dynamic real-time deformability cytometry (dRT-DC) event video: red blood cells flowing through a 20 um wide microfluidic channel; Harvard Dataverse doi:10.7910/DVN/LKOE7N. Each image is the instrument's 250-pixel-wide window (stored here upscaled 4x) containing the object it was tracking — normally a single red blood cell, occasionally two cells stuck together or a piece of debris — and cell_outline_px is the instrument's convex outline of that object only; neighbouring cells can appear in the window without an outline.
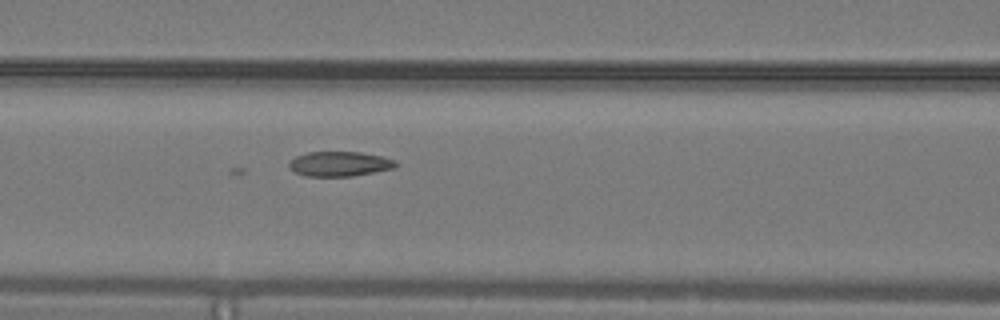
{"species": "common noctule bat (a hibernating species)", "species_latin": "Nyctalus noctula", "temperature_condition": "warm", "stored_images_in_passage": 34, "camera_frame_rate_fps": 3000, "um_per_image_px": 0.085, "animal": {"sex": "male", "body_mass_g": 19.2, "forearm_length_mm": 51.8}, "frame": {"image": 1, "passage_image": 8, "time_ms": 2.333, "image_size_px": [1000, 320], "cell_outline_px": [[396, 168], [352, 176], [304, 176], [296, 172], [288, 164], [296, 156], [308, 152], [360, 152], [380, 156], [392, 160], [396, 164]], "centroid_in_image_um": [28.86, 13.93], "position_along_channel_um": 137.7, "area_um2": 15.14}}